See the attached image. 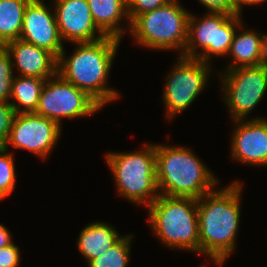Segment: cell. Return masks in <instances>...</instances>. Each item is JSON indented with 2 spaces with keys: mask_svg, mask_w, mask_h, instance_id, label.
<instances>
[{
  "mask_svg": "<svg viewBox=\"0 0 267 267\" xmlns=\"http://www.w3.org/2000/svg\"><path fill=\"white\" fill-rule=\"evenodd\" d=\"M267 0H233L235 9L238 14H242L243 5H256L259 3L266 2Z\"/></svg>",
  "mask_w": 267,
  "mask_h": 267,
  "instance_id": "obj_30",
  "label": "cell"
},
{
  "mask_svg": "<svg viewBox=\"0 0 267 267\" xmlns=\"http://www.w3.org/2000/svg\"><path fill=\"white\" fill-rule=\"evenodd\" d=\"M243 22L238 26L227 55L232 60L225 70L239 67L258 66L261 48V34L256 30H246ZM241 33L240 32V30ZM245 29V30H244ZM239 33V34H238Z\"/></svg>",
  "mask_w": 267,
  "mask_h": 267,
  "instance_id": "obj_18",
  "label": "cell"
},
{
  "mask_svg": "<svg viewBox=\"0 0 267 267\" xmlns=\"http://www.w3.org/2000/svg\"><path fill=\"white\" fill-rule=\"evenodd\" d=\"M19 249L13 242L0 248V267H18L21 260Z\"/></svg>",
  "mask_w": 267,
  "mask_h": 267,
  "instance_id": "obj_26",
  "label": "cell"
},
{
  "mask_svg": "<svg viewBox=\"0 0 267 267\" xmlns=\"http://www.w3.org/2000/svg\"><path fill=\"white\" fill-rule=\"evenodd\" d=\"M223 101L232 121L247 119L267 90V67H239L220 71Z\"/></svg>",
  "mask_w": 267,
  "mask_h": 267,
  "instance_id": "obj_9",
  "label": "cell"
},
{
  "mask_svg": "<svg viewBox=\"0 0 267 267\" xmlns=\"http://www.w3.org/2000/svg\"><path fill=\"white\" fill-rule=\"evenodd\" d=\"M241 181L214 189L197 200L200 255L222 266L236 250L240 226Z\"/></svg>",
  "mask_w": 267,
  "mask_h": 267,
  "instance_id": "obj_1",
  "label": "cell"
},
{
  "mask_svg": "<svg viewBox=\"0 0 267 267\" xmlns=\"http://www.w3.org/2000/svg\"><path fill=\"white\" fill-rule=\"evenodd\" d=\"M12 235L5 225L0 223V248L10 245L12 241Z\"/></svg>",
  "mask_w": 267,
  "mask_h": 267,
  "instance_id": "obj_28",
  "label": "cell"
},
{
  "mask_svg": "<svg viewBox=\"0 0 267 267\" xmlns=\"http://www.w3.org/2000/svg\"><path fill=\"white\" fill-rule=\"evenodd\" d=\"M120 42V39L105 36L94 42L73 43L76 47L70 56L66 57L65 48L60 53L57 73L103 108L120 96L117 90L107 86Z\"/></svg>",
  "mask_w": 267,
  "mask_h": 267,
  "instance_id": "obj_2",
  "label": "cell"
},
{
  "mask_svg": "<svg viewBox=\"0 0 267 267\" xmlns=\"http://www.w3.org/2000/svg\"><path fill=\"white\" fill-rule=\"evenodd\" d=\"M191 12L178 0H170L155 10L138 15L130 25L134 43L144 48L170 50L183 56L188 37V22Z\"/></svg>",
  "mask_w": 267,
  "mask_h": 267,
  "instance_id": "obj_6",
  "label": "cell"
},
{
  "mask_svg": "<svg viewBox=\"0 0 267 267\" xmlns=\"http://www.w3.org/2000/svg\"><path fill=\"white\" fill-rule=\"evenodd\" d=\"M200 1V2H199ZM208 12H223L227 14H238L233 0H198Z\"/></svg>",
  "mask_w": 267,
  "mask_h": 267,
  "instance_id": "obj_27",
  "label": "cell"
},
{
  "mask_svg": "<svg viewBox=\"0 0 267 267\" xmlns=\"http://www.w3.org/2000/svg\"><path fill=\"white\" fill-rule=\"evenodd\" d=\"M105 156L119 196L146 208L157 199L156 144H144L139 151H109Z\"/></svg>",
  "mask_w": 267,
  "mask_h": 267,
  "instance_id": "obj_5",
  "label": "cell"
},
{
  "mask_svg": "<svg viewBox=\"0 0 267 267\" xmlns=\"http://www.w3.org/2000/svg\"><path fill=\"white\" fill-rule=\"evenodd\" d=\"M185 146L156 144V183L164 196L200 199L217 187L219 179Z\"/></svg>",
  "mask_w": 267,
  "mask_h": 267,
  "instance_id": "obj_3",
  "label": "cell"
},
{
  "mask_svg": "<svg viewBox=\"0 0 267 267\" xmlns=\"http://www.w3.org/2000/svg\"><path fill=\"white\" fill-rule=\"evenodd\" d=\"M15 114L10 103L0 102V147H4L8 140Z\"/></svg>",
  "mask_w": 267,
  "mask_h": 267,
  "instance_id": "obj_25",
  "label": "cell"
},
{
  "mask_svg": "<svg viewBox=\"0 0 267 267\" xmlns=\"http://www.w3.org/2000/svg\"><path fill=\"white\" fill-rule=\"evenodd\" d=\"M45 82L46 79L43 78L14 75L9 103L13 106L15 113L36 111Z\"/></svg>",
  "mask_w": 267,
  "mask_h": 267,
  "instance_id": "obj_19",
  "label": "cell"
},
{
  "mask_svg": "<svg viewBox=\"0 0 267 267\" xmlns=\"http://www.w3.org/2000/svg\"><path fill=\"white\" fill-rule=\"evenodd\" d=\"M61 129L57 122L34 112L16 113L4 148L11 145L46 160L61 138Z\"/></svg>",
  "mask_w": 267,
  "mask_h": 267,
  "instance_id": "obj_11",
  "label": "cell"
},
{
  "mask_svg": "<svg viewBox=\"0 0 267 267\" xmlns=\"http://www.w3.org/2000/svg\"><path fill=\"white\" fill-rule=\"evenodd\" d=\"M52 3L63 42H94L105 37L93 21L87 0H53Z\"/></svg>",
  "mask_w": 267,
  "mask_h": 267,
  "instance_id": "obj_12",
  "label": "cell"
},
{
  "mask_svg": "<svg viewBox=\"0 0 267 267\" xmlns=\"http://www.w3.org/2000/svg\"><path fill=\"white\" fill-rule=\"evenodd\" d=\"M102 107L85 91L64 80L58 73L46 79L34 113L57 122L91 116Z\"/></svg>",
  "mask_w": 267,
  "mask_h": 267,
  "instance_id": "obj_10",
  "label": "cell"
},
{
  "mask_svg": "<svg viewBox=\"0 0 267 267\" xmlns=\"http://www.w3.org/2000/svg\"><path fill=\"white\" fill-rule=\"evenodd\" d=\"M206 12L201 18L190 14L187 43L182 57L211 64L214 56H227L233 36L243 21L241 14Z\"/></svg>",
  "mask_w": 267,
  "mask_h": 267,
  "instance_id": "obj_7",
  "label": "cell"
},
{
  "mask_svg": "<svg viewBox=\"0 0 267 267\" xmlns=\"http://www.w3.org/2000/svg\"><path fill=\"white\" fill-rule=\"evenodd\" d=\"M176 63L165 77V86L162 92L163 104L166 110V119L173 120L176 115L186 110L208 84L212 74L210 63L197 59L177 56Z\"/></svg>",
  "mask_w": 267,
  "mask_h": 267,
  "instance_id": "obj_8",
  "label": "cell"
},
{
  "mask_svg": "<svg viewBox=\"0 0 267 267\" xmlns=\"http://www.w3.org/2000/svg\"><path fill=\"white\" fill-rule=\"evenodd\" d=\"M169 1L170 0H126L130 23L138 15L155 10Z\"/></svg>",
  "mask_w": 267,
  "mask_h": 267,
  "instance_id": "obj_24",
  "label": "cell"
},
{
  "mask_svg": "<svg viewBox=\"0 0 267 267\" xmlns=\"http://www.w3.org/2000/svg\"><path fill=\"white\" fill-rule=\"evenodd\" d=\"M233 122L232 159L251 166H267V118L253 117Z\"/></svg>",
  "mask_w": 267,
  "mask_h": 267,
  "instance_id": "obj_14",
  "label": "cell"
},
{
  "mask_svg": "<svg viewBox=\"0 0 267 267\" xmlns=\"http://www.w3.org/2000/svg\"><path fill=\"white\" fill-rule=\"evenodd\" d=\"M42 0H31L25 8L20 39L46 49L57 58L64 49L55 13ZM49 7V8H48Z\"/></svg>",
  "mask_w": 267,
  "mask_h": 267,
  "instance_id": "obj_13",
  "label": "cell"
},
{
  "mask_svg": "<svg viewBox=\"0 0 267 267\" xmlns=\"http://www.w3.org/2000/svg\"><path fill=\"white\" fill-rule=\"evenodd\" d=\"M147 210L150 228L163 245L200 254L197 199L159 194Z\"/></svg>",
  "mask_w": 267,
  "mask_h": 267,
  "instance_id": "obj_4",
  "label": "cell"
},
{
  "mask_svg": "<svg viewBox=\"0 0 267 267\" xmlns=\"http://www.w3.org/2000/svg\"><path fill=\"white\" fill-rule=\"evenodd\" d=\"M77 249L86 259L88 264L91 260L99 257L104 251L112 247L122 236L111 224L94 221L86 225L79 233Z\"/></svg>",
  "mask_w": 267,
  "mask_h": 267,
  "instance_id": "obj_17",
  "label": "cell"
},
{
  "mask_svg": "<svg viewBox=\"0 0 267 267\" xmlns=\"http://www.w3.org/2000/svg\"><path fill=\"white\" fill-rule=\"evenodd\" d=\"M259 65L267 67V34H261V48H260V58Z\"/></svg>",
  "mask_w": 267,
  "mask_h": 267,
  "instance_id": "obj_29",
  "label": "cell"
},
{
  "mask_svg": "<svg viewBox=\"0 0 267 267\" xmlns=\"http://www.w3.org/2000/svg\"><path fill=\"white\" fill-rule=\"evenodd\" d=\"M0 147V200L5 199L15 189L16 173L13 153Z\"/></svg>",
  "mask_w": 267,
  "mask_h": 267,
  "instance_id": "obj_22",
  "label": "cell"
},
{
  "mask_svg": "<svg viewBox=\"0 0 267 267\" xmlns=\"http://www.w3.org/2000/svg\"><path fill=\"white\" fill-rule=\"evenodd\" d=\"M13 77L10 55L4 46H0V102H10Z\"/></svg>",
  "mask_w": 267,
  "mask_h": 267,
  "instance_id": "obj_23",
  "label": "cell"
},
{
  "mask_svg": "<svg viewBox=\"0 0 267 267\" xmlns=\"http://www.w3.org/2000/svg\"><path fill=\"white\" fill-rule=\"evenodd\" d=\"M4 47L10 55L13 70L17 68V74L20 72L18 76L48 79L57 74L58 58L50 51L21 39L8 42Z\"/></svg>",
  "mask_w": 267,
  "mask_h": 267,
  "instance_id": "obj_15",
  "label": "cell"
},
{
  "mask_svg": "<svg viewBox=\"0 0 267 267\" xmlns=\"http://www.w3.org/2000/svg\"><path fill=\"white\" fill-rule=\"evenodd\" d=\"M133 234H125L99 257L88 263L89 267H127L130 262Z\"/></svg>",
  "mask_w": 267,
  "mask_h": 267,
  "instance_id": "obj_21",
  "label": "cell"
},
{
  "mask_svg": "<svg viewBox=\"0 0 267 267\" xmlns=\"http://www.w3.org/2000/svg\"><path fill=\"white\" fill-rule=\"evenodd\" d=\"M31 0H0V46L20 39L24 11Z\"/></svg>",
  "mask_w": 267,
  "mask_h": 267,
  "instance_id": "obj_20",
  "label": "cell"
},
{
  "mask_svg": "<svg viewBox=\"0 0 267 267\" xmlns=\"http://www.w3.org/2000/svg\"><path fill=\"white\" fill-rule=\"evenodd\" d=\"M87 1L94 23L105 36L121 40L125 32L130 31L131 23L128 17L126 0ZM123 18L128 21V29L121 24L124 21Z\"/></svg>",
  "mask_w": 267,
  "mask_h": 267,
  "instance_id": "obj_16",
  "label": "cell"
}]
</instances>
